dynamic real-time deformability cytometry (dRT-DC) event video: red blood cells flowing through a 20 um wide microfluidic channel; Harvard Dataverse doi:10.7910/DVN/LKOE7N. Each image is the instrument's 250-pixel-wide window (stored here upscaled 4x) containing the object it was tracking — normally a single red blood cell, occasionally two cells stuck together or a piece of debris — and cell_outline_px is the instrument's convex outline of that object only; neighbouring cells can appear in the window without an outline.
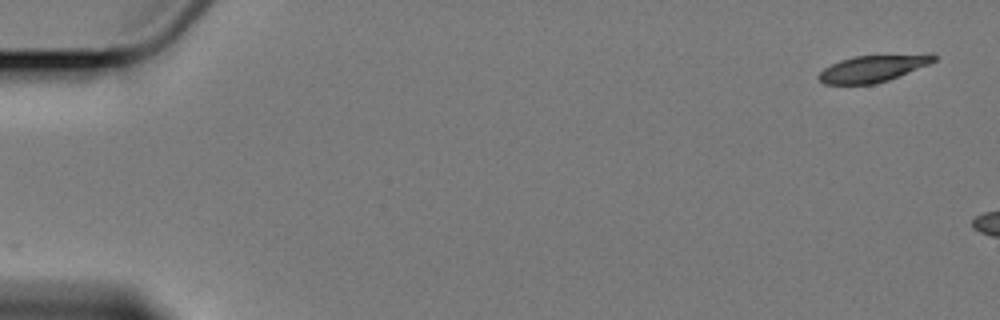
{"species": "Egyptian fruit bat (a non-hibernating species)", "species_latin": "Rousettus aegyptiacus", "temperature_condition": "cold", "stored_images_in_passage": 4, "camera_frame_rate_fps": 3000, "um_per_image_px": 0.085, "animal": {"sex": "female"}, "frame": {"image": 1, "passage_image": 1, "time_ms": 0.0, "image_size_px": [1000, 320], "cell_outline_px": [[936, 60], [928, 64], [888, 80], [872, 84], [824, 84], [816, 76], [824, 68], [840, 60], [852, 56], [928, 52], [932, 52], [936, 56]], "centroid_in_image_um": [74.24, 5.78], "position_along_channel_um": 10.8, "area_um2": 18.32}}